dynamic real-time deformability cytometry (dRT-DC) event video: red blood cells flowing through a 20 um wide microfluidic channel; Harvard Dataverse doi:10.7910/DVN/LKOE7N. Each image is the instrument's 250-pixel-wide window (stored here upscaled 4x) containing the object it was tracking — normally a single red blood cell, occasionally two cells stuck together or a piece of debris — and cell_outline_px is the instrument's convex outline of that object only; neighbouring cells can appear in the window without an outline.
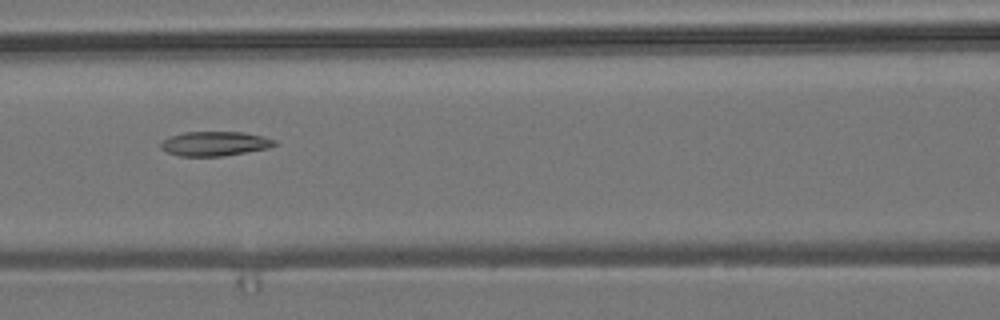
{"species": "common noctule bat (a hibernating species)", "species_latin": "Nyctalus noctula", "temperature_condition": "room temperature", "stored_images_in_passage": 7, "camera_frame_rate_fps": 3000, "um_per_image_px": 0.085, "animal": {"sex": "male", "body_mass_g": 19.2, "forearm_length_mm": 51.8}, "frame": {"image": 1, "passage_image": 7, "time_ms": 2.0, "image_size_px": [1000, 320], "cell_outline_px": [[280, 144], [268, 148], [224, 156], [180, 156], [168, 152], [160, 148], [160, 144], [164, 140], [172, 136], [184, 132], [244, 132], [264, 136], [276, 140]], "centroid_in_image_um": [18.32, 12.21], "position_along_channel_um": 148.3, "area_um2": 16.24}}